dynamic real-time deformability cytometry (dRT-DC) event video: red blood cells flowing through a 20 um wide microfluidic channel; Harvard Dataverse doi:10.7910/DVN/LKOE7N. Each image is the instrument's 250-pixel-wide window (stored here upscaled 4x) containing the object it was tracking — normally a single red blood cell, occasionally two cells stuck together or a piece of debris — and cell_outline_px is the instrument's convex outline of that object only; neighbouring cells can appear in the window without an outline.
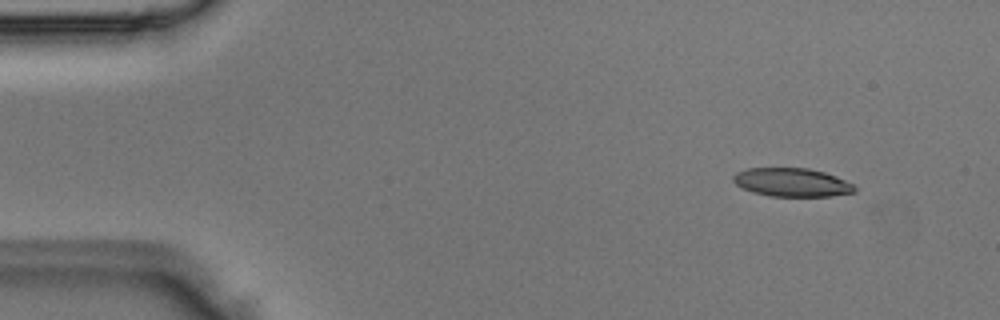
{"species": "Egyptian fruit bat (a non-hibernating species)", "species_latin": "Rousettus aegyptiacus", "temperature_condition": "room temperature", "stored_images_in_passage": 4, "segment_of_instrument_passage": [2, 2], "camera_frame_rate_fps": 3000, "um_per_image_px": 0.085, "animal": {"sex": "male"}, "frame": {"image": 1, "passage_image": 4, "time_ms": 1.0, "image_size_px": [1000, 320], "cell_outline_px": [[856, 192], [832, 196], [768, 196], [752, 192], [736, 184], [732, 180], [732, 176], [736, 172], [748, 168], [808, 168], [824, 172], [836, 176], [852, 184], [856, 188]], "centroid_in_image_um": [67.3, 15.5], "position_along_channel_um": 17.7, "area_um2": 20.17}}